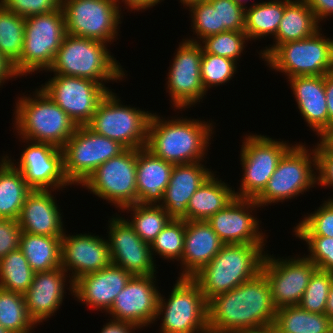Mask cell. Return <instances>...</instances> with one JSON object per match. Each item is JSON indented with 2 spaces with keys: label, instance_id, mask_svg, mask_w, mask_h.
I'll return each mask as SVG.
<instances>
[{
  "label": "cell",
  "instance_id": "ab89813d",
  "mask_svg": "<svg viewBox=\"0 0 333 333\" xmlns=\"http://www.w3.org/2000/svg\"><path fill=\"white\" fill-rule=\"evenodd\" d=\"M184 237L185 220H171L150 245L153 259L157 254L163 260L179 262L183 254Z\"/></svg>",
  "mask_w": 333,
  "mask_h": 333
},
{
  "label": "cell",
  "instance_id": "d590c367",
  "mask_svg": "<svg viewBox=\"0 0 333 333\" xmlns=\"http://www.w3.org/2000/svg\"><path fill=\"white\" fill-rule=\"evenodd\" d=\"M127 210V211H126ZM132 212L130 220H126L134 228L135 233L151 245L156 236L172 220L169 214L160 205L133 204L125 206L121 212Z\"/></svg>",
  "mask_w": 333,
  "mask_h": 333
},
{
  "label": "cell",
  "instance_id": "ffe728a7",
  "mask_svg": "<svg viewBox=\"0 0 333 333\" xmlns=\"http://www.w3.org/2000/svg\"><path fill=\"white\" fill-rule=\"evenodd\" d=\"M116 215V216H115ZM115 216V217H114ZM108 220V247L111 263L132 275L156 274L150 244L145 243L125 217L114 214Z\"/></svg>",
  "mask_w": 333,
  "mask_h": 333
},
{
  "label": "cell",
  "instance_id": "52a82bcc",
  "mask_svg": "<svg viewBox=\"0 0 333 333\" xmlns=\"http://www.w3.org/2000/svg\"><path fill=\"white\" fill-rule=\"evenodd\" d=\"M303 144H294L280 159L266 187L254 199L260 208L291 200L300 196V193L304 194L310 188L316 187L315 148L313 145V149L309 150L308 146Z\"/></svg>",
  "mask_w": 333,
  "mask_h": 333
},
{
  "label": "cell",
  "instance_id": "f1b7e54d",
  "mask_svg": "<svg viewBox=\"0 0 333 333\" xmlns=\"http://www.w3.org/2000/svg\"><path fill=\"white\" fill-rule=\"evenodd\" d=\"M174 165L153 155L145 147L137 149V203L160 205Z\"/></svg>",
  "mask_w": 333,
  "mask_h": 333
},
{
  "label": "cell",
  "instance_id": "4fadbf2b",
  "mask_svg": "<svg viewBox=\"0 0 333 333\" xmlns=\"http://www.w3.org/2000/svg\"><path fill=\"white\" fill-rule=\"evenodd\" d=\"M137 149H125L101 164L81 185L119 210L137 203Z\"/></svg>",
  "mask_w": 333,
  "mask_h": 333
},
{
  "label": "cell",
  "instance_id": "83f0119b",
  "mask_svg": "<svg viewBox=\"0 0 333 333\" xmlns=\"http://www.w3.org/2000/svg\"><path fill=\"white\" fill-rule=\"evenodd\" d=\"M300 115L319 136L328 126V108L324 76H298L287 79Z\"/></svg>",
  "mask_w": 333,
  "mask_h": 333
},
{
  "label": "cell",
  "instance_id": "94428289",
  "mask_svg": "<svg viewBox=\"0 0 333 333\" xmlns=\"http://www.w3.org/2000/svg\"><path fill=\"white\" fill-rule=\"evenodd\" d=\"M200 1H205V0H180V2L183 4V6L187 9L189 8L191 5L198 3Z\"/></svg>",
  "mask_w": 333,
  "mask_h": 333
},
{
  "label": "cell",
  "instance_id": "bcb514c9",
  "mask_svg": "<svg viewBox=\"0 0 333 333\" xmlns=\"http://www.w3.org/2000/svg\"><path fill=\"white\" fill-rule=\"evenodd\" d=\"M305 241L310 259L320 270L333 272V238L325 236H296Z\"/></svg>",
  "mask_w": 333,
  "mask_h": 333
},
{
  "label": "cell",
  "instance_id": "6da1fadb",
  "mask_svg": "<svg viewBox=\"0 0 333 333\" xmlns=\"http://www.w3.org/2000/svg\"><path fill=\"white\" fill-rule=\"evenodd\" d=\"M207 307L209 333H242L272 327L277 310L262 272L228 292L213 296Z\"/></svg>",
  "mask_w": 333,
  "mask_h": 333
},
{
  "label": "cell",
  "instance_id": "e575fe53",
  "mask_svg": "<svg viewBox=\"0 0 333 333\" xmlns=\"http://www.w3.org/2000/svg\"><path fill=\"white\" fill-rule=\"evenodd\" d=\"M61 238L22 232L19 248L34 272L61 267Z\"/></svg>",
  "mask_w": 333,
  "mask_h": 333
},
{
  "label": "cell",
  "instance_id": "d4e9b609",
  "mask_svg": "<svg viewBox=\"0 0 333 333\" xmlns=\"http://www.w3.org/2000/svg\"><path fill=\"white\" fill-rule=\"evenodd\" d=\"M52 191L32 190L26 196L17 220L22 232L51 237L64 235L63 216Z\"/></svg>",
  "mask_w": 333,
  "mask_h": 333
},
{
  "label": "cell",
  "instance_id": "db71d44e",
  "mask_svg": "<svg viewBox=\"0 0 333 333\" xmlns=\"http://www.w3.org/2000/svg\"><path fill=\"white\" fill-rule=\"evenodd\" d=\"M115 4L120 8V4L123 2L125 4V8L128 10L130 9V12L134 10L136 11H142V10H148V8L154 7L157 4H160L163 0H113ZM121 2V3H120ZM127 6V7H126Z\"/></svg>",
  "mask_w": 333,
  "mask_h": 333
},
{
  "label": "cell",
  "instance_id": "cb8c5ba5",
  "mask_svg": "<svg viewBox=\"0 0 333 333\" xmlns=\"http://www.w3.org/2000/svg\"><path fill=\"white\" fill-rule=\"evenodd\" d=\"M132 276L127 270L111 263L102 270L76 279L73 282V298L89 309H99L106 314Z\"/></svg>",
  "mask_w": 333,
  "mask_h": 333
},
{
  "label": "cell",
  "instance_id": "277c9868",
  "mask_svg": "<svg viewBox=\"0 0 333 333\" xmlns=\"http://www.w3.org/2000/svg\"><path fill=\"white\" fill-rule=\"evenodd\" d=\"M107 46L102 41L66 34L48 72L90 79L112 91L106 82H120L126 75Z\"/></svg>",
  "mask_w": 333,
  "mask_h": 333
},
{
  "label": "cell",
  "instance_id": "8d00e7d4",
  "mask_svg": "<svg viewBox=\"0 0 333 333\" xmlns=\"http://www.w3.org/2000/svg\"><path fill=\"white\" fill-rule=\"evenodd\" d=\"M32 270L20 248L0 259V288L24 294L33 282Z\"/></svg>",
  "mask_w": 333,
  "mask_h": 333
},
{
  "label": "cell",
  "instance_id": "8fae6325",
  "mask_svg": "<svg viewBox=\"0 0 333 333\" xmlns=\"http://www.w3.org/2000/svg\"><path fill=\"white\" fill-rule=\"evenodd\" d=\"M126 148L118 141L97 134L86 125L77 126L61 148L64 175L71 185H82L107 160Z\"/></svg>",
  "mask_w": 333,
  "mask_h": 333
},
{
  "label": "cell",
  "instance_id": "60d3db41",
  "mask_svg": "<svg viewBox=\"0 0 333 333\" xmlns=\"http://www.w3.org/2000/svg\"><path fill=\"white\" fill-rule=\"evenodd\" d=\"M188 9L191 12L190 18L192 20L190 27H192L196 37L184 40L201 43L204 38L220 33L218 3L215 0L200 1Z\"/></svg>",
  "mask_w": 333,
  "mask_h": 333
},
{
  "label": "cell",
  "instance_id": "9a60e30c",
  "mask_svg": "<svg viewBox=\"0 0 333 333\" xmlns=\"http://www.w3.org/2000/svg\"><path fill=\"white\" fill-rule=\"evenodd\" d=\"M302 256L276 258L266 251L261 272L269 282L276 309L299 305L311 277L318 269L305 254Z\"/></svg>",
  "mask_w": 333,
  "mask_h": 333
},
{
  "label": "cell",
  "instance_id": "d6986e66",
  "mask_svg": "<svg viewBox=\"0 0 333 333\" xmlns=\"http://www.w3.org/2000/svg\"><path fill=\"white\" fill-rule=\"evenodd\" d=\"M155 275H133L106 313L141 329L155 323L160 294Z\"/></svg>",
  "mask_w": 333,
  "mask_h": 333
},
{
  "label": "cell",
  "instance_id": "f907efd6",
  "mask_svg": "<svg viewBox=\"0 0 333 333\" xmlns=\"http://www.w3.org/2000/svg\"><path fill=\"white\" fill-rule=\"evenodd\" d=\"M317 185L333 188V152L319 141L315 145Z\"/></svg>",
  "mask_w": 333,
  "mask_h": 333
},
{
  "label": "cell",
  "instance_id": "9c48e42d",
  "mask_svg": "<svg viewBox=\"0 0 333 333\" xmlns=\"http://www.w3.org/2000/svg\"><path fill=\"white\" fill-rule=\"evenodd\" d=\"M321 30L306 39L278 45L263 60L264 63L270 69L285 74L286 79L324 76L333 72V39L326 38Z\"/></svg>",
  "mask_w": 333,
  "mask_h": 333
},
{
  "label": "cell",
  "instance_id": "30bf717a",
  "mask_svg": "<svg viewBox=\"0 0 333 333\" xmlns=\"http://www.w3.org/2000/svg\"><path fill=\"white\" fill-rule=\"evenodd\" d=\"M118 97L109 91L86 126L97 134L118 141L126 149L144 148L152 112L125 106Z\"/></svg>",
  "mask_w": 333,
  "mask_h": 333
},
{
  "label": "cell",
  "instance_id": "3957f363",
  "mask_svg": "<svg viewBox=\"0 0 333 333\" xmlns=\"http://www.w3.org/2000/svg\"><path fill=\"white\" fill-rule=\"evenodd\" d=\"M266 244H223L220 251L191 278L208 301L261 272Z\"/></svg>",
  "mask_w": 333,
  "mask_h": 333
},
{
  "label": "cell",
  "instance_id": "681fc988",
  "mask_svg": "<svg viewBox=\"0 0 333 333\" xmlns=\"http://www.w3.org/2000/svg\"><path fill=\"white\" fill-rule=\"evenodd\" d=\"M21 234L17 220L0 218V259L20 247Z\"/></svg>",
  "mask_w": 333,
  "mask_h": 333
},
{
  "label": "cell",
  "instance_id": "f5cc1de1",
  "mask_svg": "<svg viewBox=\"0 0 333 333\" xmlns=\"http://www.w3.org/2000/svg\"><path fill=\"white\" fill-rule=\"evenodd\" d=\"M141 329L137 325L125 321L110 319L103 325L100 333H134L135 330Z\"/></svg>",
  "mask_w": 333,
  "mask_h": 333
},
{
  "label": "cell",
  "instance_id": "2e32d148",
  "mask_svg": "<svg viewBox=\"0 0 333 333\" xmlns=\"http://www.w3.org/2000/svg\"><path fill=\"white\" fill-rule=\"evenodd\" d=\"M77 126L86 125L109 92L103 85L75 76L53 75L40 87Z\"/></svg>",
  "mask_w": 333,
  "mask_h": 333
},
{
  "label": "cell",
  "instance_id": "5bb4252c",
  "mask_svg": "<svg viewBox=\"0 0 333 333\" xmlns=\"http://www.w3.org/2000/svg\"><path fill=\"white\" fill-rule=\"evenodd\" d=\"M66 34L110 44L119 36L122 9L113 0L61 1Z\"/></svg>",
  "mask_w": 333,
  "mask_h": 333
},
{
  "label": "cell",
  "instance_id": "836d02e7",
  "mask_svg": "<svg viewBox=\"0 0 333 333\" xmlns=\"http://www.w3.org/2000/svg\"><path fill=\"white\" fill-rule=\"evenodd\" d=\"M277 333H331L333 321L325 313H313L299 305L276 310L273 325Z\"/></svg>",
  "mask_w": 333,
  "mask_h": 333
},
{
  "label": "cell",
  "instance_id": "be15d7a7",
  "mask_svg": "<svg viewBox=\"0 0 333 333\" xmlns=\"http://www.w3.org/2000/svg\"><path fill=\"white\" fill-rule=\"evenodd\" d=\"M0 333H13V332L10 331V330L5 329L4 327H2V326L0 325Z\"/></svg>",
  "mask_w": 333,
  "mask_h": 333
},
{
  "label": "cell",
  "instance_id": "4dcf8cb0",
  "mask_svg": "<svg viewBox=\"0 0 333 333\" xmlns=\"http://www.w3.org/2000/svg\"><path fill=\"white\" fill-rule=\"evenodd\" d=\"M215 177L213 173L190 198L187 221H207L236 197L235 188Z\"/></svg>",
  "mask_w": 333,
  "mask_h": 333
},
{
  "label": "cell",
  "instance_id": "ac0fdd59",
  "mask_svg": "<svg viewBox=\"0 0 333 333\" xmlns=\"http://www.w3.org/2000/svg\"><path fill=\"white\" fill-rule=\"evenodd\" d=\"M175 53L166 75V89L171 97L172 108L183 111L200 103L208 93L203 87L200 73L203 48L199 43L183 39Z\"/></svg>",
  "mask_w": 333,
  "mask_h": 333
},
{
  "label": "cell",
  "instance_id": "6125c7cd",
  "mask_svg": "<svg viewBox=\"0 0 333 333\" xmlns=\"http://www.w3.org/2000/svg\"><path fill=\"white\" fill-rule=\"evenodd\" d=\"M235 2H237L238 4H241L242 6L246 7V4L248 2V0H234ZM245 3V4H244Z\"/></svg>",
  "mask_w": 333,
  "mask_h": 333
},
{
  "label": "cell",
  "instance_id": "8992f818",
  "mask_svg": "<svg viewBox=\"0 0 333 333\" xmlns=\"http://www.w3.org/2000/svg\"><path fill=\"white\" fill-rule=\"evenodd\" d=\"M172 287L167 298L159 294V333H209L208 301L198 284L191 277H178Z\"/></svg>",
  "mask_w": 333,
  "mask_h": 333
},
{
  "label": "cell",
  "instance_id": "91938a15",
  "mask_svg": "<svg viewBox=\"0 0 333 333\" xmlns=\"http://www.w3.org/2000/svg\"><path fill=\"white\" fill-rule=\"evenodd\" d=\"M242 333H277L274 327H267L263 329H258V330H250L247 332H242Z\"/></svg>",
  "mask_w": 333,
  "mask_h": 333
},
{
  "label": "cell",
  "instance_id": "7c38bea8",
  "mask_svg": "<svg viewBox=\"0 0 333 333\" xmlns=\"http://www.w3.org/2000/svg\"><path fill=\"white\" fill-rule=\"evenodd\" d=\"M240 161L243 177L236 197L255 199L266 187L283 155L293 146L264 134H250L242 140Z\"/></svg>",
  "mask_w": 333,
  "mask_h": 333
},
{
  "label": "cell",
  "instance_id": "7402d4cb",
  "mask_svg": "<svg viewBox=\"0 0 333 333\" xmlns=\"http://www.w3.org/2000/svg\"><path fill=\"white\" fill-rule=\"evenodd\" d=\"M66 233L61 238V267L67 273L71 272L68 275L73 282L111 264L107 239L89 233Z\"/></svg>",
  "mask_w": 333,
  "mask_h": 333
},
{
  "label": "cell",
  "instance_id": "b9f144b4",
  "mask_svg": "<svg viewBox=\"0 0 333 333\" xmlns=\"http://www.w3.org/2000/svg\"><path fill=\"white\" fill-rule=\"evenodd\" d=\"M238 62L214 54L206 53L203 50L200 73L201 81L205 91L210 88L226 85L237 72Z\"/></svg>",
  "mask_w": 333,
  "mask_h": 333
},
{
  "label": "cell",
  "instance_id": "e7e4bbea",
  "mask_svg": "<svg viewBox=\"0 0 333 333\" xmlns=\"http://www.w3.org/2000/svg\"><path fill=\"white\" fill-rule=\"evenodd\" d=\"M61 1H80V0H61Z\"/></svg>",
  "mask_w": 333,
  "mask_h": 333
},
{
  "label": "cell",
  "instance_id": "d6a6232c",
  "mask_svg": "<svg viewBox=\"0 0 333 333\" xmlns=\"http://www.w3.org/2000/svg\"><path fill=\"white\" fill-rule=\"evenodd\" d=\"M269 1V2H268ZM245 7V28L248 39H264L270 35L274 39L282 19L285 6L291 0H268ZM249 7V8H248Z\"/></svg>",
  "mask_w": 333,
  "mask_h": 333
},
{
  "label": "cell",
  "instance_id": "f546056e",
  "mask_svg": "<svg viewBox=\"0 0 333 333\" xmlns=\"http://www.w3.org/2000/svg\"><path fill=\"white\" fill-rule=\"evenodd\" d=\"M314 12L310 9L306 0H291L284 9L282 19L279 24L275 43L261 49L259 57L265 59L278 45L306 39L321 29Z\"/></svg>",
  "mask_w": 333,
  "mask_h": 333
},
{
  "label": "cell",
  "instance_id": "1f68e13d",
  "mask_svg": "<svg viewBox=\"0 0 333 333\" xmlns=\"http://www.w3.org/2000/svg\"><path fill=\"white\" fill-rule=\"evenodd\" d=\"M0 160V218L18 220L26 196L32 191L23 174L3 155Z\"/></svg>",
  "mask_w": 333,
  "mask_h": 333
},
{
  "label": "cell",
  "instance_id": "e0dca14e",
  "mask_svg": "<svg viewBox=\"0 0 333 333\" xmlns=\"http://www.w3.org/2000/svg\"><path fill=\"white\" fill-rule=\"evenodd\" d=\"M25 145L20 159L12 161L4 155L22 174L32 190H59L70 185L64 175L62 150L49 143L34 142L21 138ZM15 162V163H14ZM17 163V164H16ZM66 186V187H65Z\"/></svg>",
  "mask_w": 333,
  "mask_h": 333
},
{
  "label": "cell",
  "instance_id": "6f0895ef",
  "mask_svg": "<svg viewBox=\"0 0 333 333\" xmlns=\"http://www.w3.org/2000/svg\"><path fill=\"white\" fill-rule=\"evenodd\" d=\"M319 142L328 150L333 152V123L330 124L319 136Z\"/></svg>",
  "mask_w": 333,
  "mask_h": 333
},
{
  "label": "cell",
  "instance_id": "484cf974",
  "mask_svg": "<svg viewBox=\"0 0 333 333\" xmlns=\"http://www.w3.org/2000/svg\"><path fill=\"white\" fill-rule=\"evenodd\" d=\"M213 173L202 162L174 165L160 206L172 220L187 221L190 198Z\"/></svg>",
  "mask_w": 333,
  "mask_h": 333
},
{
  "label": "cell",
  "instance_id": "44dd1931",
  "mask_svg": "<svg viewBox=\"0 0 333 333\" xmlns=\"http://www.w3.org/2000/svg\"><path fill=\"white\" fill-rule=\"evenodd\" d=\"M259 207L254 199L235 197L207 222L223 244H267V235L259 228L262 221L252 212Z\"/></svg>",
  "mask_w": 333,
  "mask_h": 333
},
{
  "label": "cell",
  "instance_id": "f6af8a7d",
  "mask_svg": "<svg viewBox=\"0 0 333 333\" xmlns=\"http://www.w3.org/2000/svg\"><path fill=\"white\" fill-rule=\"evenodd\" d=\"M333 272L317 269L303 293L299 306L308 312L325 313Z\"/></svg>",
  "mask_w": 333,
  "mask_h": 333
},
{
  "label": "cell",
  "instance_id": "ee69618b",
  "mask_svg": "<svg viewBox=\"0 0 333 333\" xmlns=\"http://www.w3.org/2000/svg\"><path fill=\"white\" fill-rule=\"evenodd\" d=\"M317 210V211H316ZM314 212L304 215L294 226V236H325L333 238V198H328Z\"/></svg>",
  "mask_w": 333,
  "mask_h": 333
},
{
  "label": "cell",
  "instance_id": "5b68a950",
  "mask_svg": "<svg viewBox=\"0 0 333 333\" xmlns=\"http://www.w3.org/2000/svg\"><path fill=\"white\" fill-rule=\"evenodd\" d=\"M13 127L20 138L49 143L58 148L75 132L77 125L41 88L33 95L18 97Z\"/></svg>",
  "mask_w": 333,
  "mask_h": 333
},
{
  "label": "cell",
  "instance_id": "9f6ffc18",
  "mask_svg": "<svg viewBox=\"0 0 333 333\" xmlns=\"http://www.w3.org/2000/svg\"><path fill=\"white\" fill-rule=\"evenodd\" d=\"M325 93L330 125L333 123V72L325 74Z\"/></svg>",
  "mask_w": 333,
  "mask_h": 333
},
{
  "label": "cell",
  "instance_id": "7dc6e473",
  "mask_svg": "<svg viewBox=\"0 0 333 333\" xmlns=\"http://www.w3.org/2000/svg\"><path fill=\"white\" fill-rule=\"evenodd\" d=\"M218 3L220 33L244 31L245 7L234 0H215Z\"/></svg>",
  "mask_w": 333,
  "mask_h": 333
},
{
  "label": "cell",
  "instance_id": "4316f807",
  "mask_svg": "<svg viewBox=\"0 0 333 333\" xmlns=\"http://www.w3.org/2000/svg\"><path fill=\"white\" fill-rule=\"evenodd\" d=\"M223 243L207 221H185L179 277H192L220 251Z\"/></svg>",
  "mask_w": 333,
  "mask_h": 333
},
{
  "label": "cell",
  "instance_id": "603a6c76",
  "mask_svg": "<svg viewBox=\"0 0 333 333\" xmlns=\"http://www.w3.org/2000/svg\"><path fill=\"white\" fill-rule=\"evenodd\" d=\"M67 275L62 267L35 272L33 282L24 293V298L28 315L36 326L55 315L62 306L67 289L73 296V281L67 279L70 278ZM66 282L70 285L69 288H66L68 286Z\"/></svg>",
  "mask_w": 333,
  "mask_h": 333
},
{
  "label": "cell",
  "instance_id": "c3c4849f",
  "mask_svg": "<svg viewBox=\"0 0 333 333\" xmlns=\"http://www.w3.org/2000/svg\"><path fill=\"white\" fill-rule=\"evenodd\" d=\"M9 11L27 18L61 9V0H0Z\"/></svg>",
  "mask_w": 333,
  "mask_h": 333
},
{
  "label": "cell",
  "instance_id": "ba28073f",
  "mask_svg": "<svg viewBox=\"0 0 333 333\" xmlns=\"http://www.w3.org/2000/svg\"><path fill=\"white\" fill-rule=\"evenodd\" d=\"M66 35L62 8L25 18L23 49L14 65L17 75L25 77L35 71H48Z\"/></svg>",
  "mask_w": 333,
  "mask_h": 333
},
{
  "label": "cell",
  "instance_id": "816d5d0a",
  "mask_svg": "<svg viewBox=\"0 0 333 333\" xmlns=\"http://www.w3.org/2000/svg\"><path fill=\"white\" fill-rule=\"evenodd\" d=\"M320 23L325 18L333 16V0H306Z\"/></svg>",
  "mask_w": 333,
  "mask_h": 333
},
{
  "label": "cell",
  "instance_id": "f35d334b",
  "mask_svg": "<svg viewBox=\"0 0 333 333\" xmlns=\"http://www.w3.org/2000/svg\"><path fill=\"white\" fill-rule=\"evenodd\" d=\"M0 325L13 333H32L36 327L26 310L24 294L0 288Z\"/></svg>",
  "mask_w": 333,
  "mask_h": 333
},
{
  "label": "cell",
  "instance_id": "7bdbcfd3",
  "mask_svg": "<svg viewBox=\"0 0 333 333\" xmlns=\"http://www.w3.org/2000/svg\"><path fill=\"white\" fill-rule=\"evenodd\" d=\"M249 39L244 31H226L204 38L199 43L206 53L238 62ZM242 53V54H241Z\"/></svg>",
  "mask_w": 333,
  "mask_h": 333
},
{
  "label": "cell",
  "instance_id": "7a4b0ae2",
  "mask_svg": "<svg viewBox=\"0 0 333 333\" xmlns=\"http://www.w3.org/2000/svg\"><path fill=\"white\" fill-rule=\"evenodd\" d=\"M175 118H167V121L153 113L145 148L173 165L204 162L211 144L210 138L215 132L213 122L201 121L200 118Z\"/></svg>",
  "mask_w": 333,
  "mask_h": 333
},
{
  "label": "cell",
  "instance_id": "74e56055",
  "mask_svg": "<svg viewBox=\"0 0 333 333\" xmlns=\"http://www.w3.org/2000/svg\"><path fill=\"white\" fill-rule=\"evenodd\" d=\"M25 18L7 10L0 1V53L15 65L22 55Z\"/></svg>",
  "mask_w": 333,
  "mask_h": 333
},
{
  "label": "cell",
  "instance_id": "680465c9",
  "mask_svg": "<svg viewBox=\"0 0 333 333\" xmlns=\"http://www.w3.org/2000/svg\"><path fill=\"white\" fill-rule=\"evenodd\" d=\"M325 314L333 321V280L328 294V299L325 308Z\"/></svg>",
  "mask_w": 333,
  "mask_h": 333
},
{
  "label": "cell",
  "instance_id": "11a10c76",
  "mask_svg": "<svg viewBox=\"0 0 333 333\" xmlns=\"http://www.w3.org/2000/svg\"><path fill=\"white\" fill-rule=\"evenodd\" d=\"M17 77L19 78L14 69V65L0 53V86L6 83L5 81Z\"/></svg>",
  "mask_w": 333,
  "mask_h": 333
}]
</instances>
